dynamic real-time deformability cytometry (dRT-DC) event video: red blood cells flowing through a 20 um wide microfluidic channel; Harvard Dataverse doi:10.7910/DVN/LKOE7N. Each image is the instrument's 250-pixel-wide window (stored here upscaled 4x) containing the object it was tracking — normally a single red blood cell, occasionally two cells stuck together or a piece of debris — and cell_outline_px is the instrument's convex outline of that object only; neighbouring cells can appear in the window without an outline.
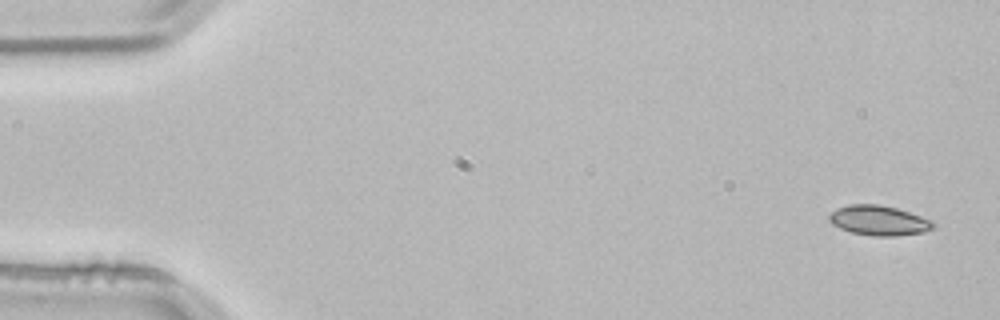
{"species": "common noctule bat (a hibernating species)", "species_latin": "Nyctalus noctula", "temperature_condition": "room temperature", "stored_images_in_passage": 3, "camera_frame_rate_fps": 3000, "um_per_image_px": 0.085, "animal": {"sex": "male", "body_mass_g": 21.5, "forearm_length_mm": 52.0}, "frame": {"image": 1, "passage_image": 1, "time_ms": 0.0, "image_size_px": [1000, 320], "cell_outline_px": [[936, 228], [924, 232], [892, 236], [872, 236], [852, 232], [840, 228], [832, 224], [828, 220], [828, 216], [836, 208], [848, 204], [880, 204], [896, 208], [932, 220], [936, 224]], "centroid_in_image_um": [74.7, 18.74], "position_along_channel_um": 10.3, "area_um2": 18.21}}